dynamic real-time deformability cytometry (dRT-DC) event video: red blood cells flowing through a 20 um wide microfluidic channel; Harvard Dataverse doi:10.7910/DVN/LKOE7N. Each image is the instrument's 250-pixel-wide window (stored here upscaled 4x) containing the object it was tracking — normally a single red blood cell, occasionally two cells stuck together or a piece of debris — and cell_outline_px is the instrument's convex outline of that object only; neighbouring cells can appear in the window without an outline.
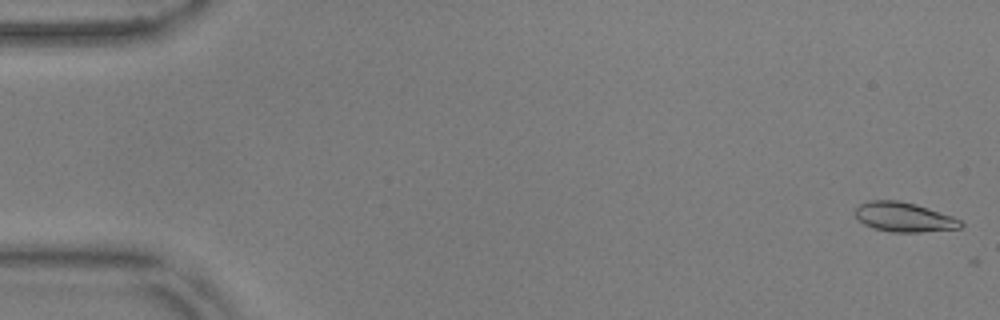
{"species": "common noctule bat (a hibernating species)", "species_latin": "Nyctalus noctula", "temperature_condition": "warm", "stored_images_in_passage": 5, "camera_frame_rate_fps": 3000, "um_per_image_px": 0.085, "animal": {"sex": "male", "body_mass_g": 17.9, "forearm_length_mm": 54.2}, "frame": {"image": 1, "passage_image": 2, "time_ms": 0.333, "image_size_px": [1000, 320], "cell_outline_px": [[964, 224], [960, 228], [920, 232], [892, 232], [872, 228], [864, 224], [856, 216], [856, 208], [860, 204], [872, 200], [900, 200], [916, 204], [952, 216], [960, 220]], "centroid_in_image_um": [76.84, 18.45], "position_along_channel_um": 8.2, "area_um2": 18.03}}